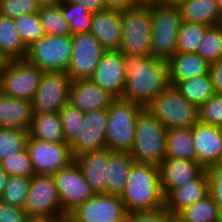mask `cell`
Returning <instances> with one entry per match:
<instances>
[{"instance_id": "7a4b0ae2", "label": "cell", "mask_w": 222, "mask_h": 222, "mask_svg": "<svg viewBox=\"0 0 222 222\" xmlns=\"http://www.w3.org/2000/svg\"><path fill=\"white\" fill-rule=\"evenodd\" d=\"M120 198L128 213L157 210L165 206L159 167L134 162Z\"/></svg>"}, {"instance_id": "7dc6e473", "label": "cell", "mask_w": 222, "mask_h": 222, "mask_svg": "<svg viewBox=\"0 0 222 222\" xmlns=\"http://www.w3.org/2000/svg\"><path fill=\"white\" fill-rule=\"evenodd\" d=\"M209 74L214 93L222 94V57L210 64Z\"/></svg>"}, {"instance_id": "ba28073f", "label": "cell", "mask_w": 222, "mask_h": 222, "mask_svg": "<svg viewBox=\"0 0 222 222\" xmlns=\"http://www.w3.org/2000/svg\"><path fill=\"white\" fill-rule=\"evenodd\" d=\"M122 35L119 51L152 56L151 15L148 4L121 11Z\"/></svg>"}, {"instance_id": "1f68e13d", "label": "cell", "mask_w": 222, "mask_h": 222, "mask_svg": "<svg viewBox=\"0 0 222 222\" xmlns=\"http://www.w3.org/2000/svg\"><path fill=\"white\" fill-rule=\"evenodd\" d=\"M38 15L45 34L55 36L72 35L69 23L62 13V2L56 5L40 6Z\"/></svg>"}, {"instance_id": "6da1fadb", "label": "cell", "mask_w": 222, "mask_h": 222, "mask_svg": "<svg viewBox=\"0 0 222 222\" xmlns=\"http://www.w3.org/2000/svg\"><path fill=\"white\" fill-rule=\"evenodd\" d=\"M126 84L122 99L146 108L169 85L167 61L123 53Z\"/></svg>"}, {"instance_id": "f35d334b", "label": "cell", "mask_w": 222, "mask_h": 222, "mask_svg": "<svg viewBox=\"0 0 222 222\" xmlns=\"http://www.w3.org/2000/svg\"><path fill=\"white\" fill-rule=\"evenodd\" d=\"M13 20L27 48L45 35L38 12L21 15Z\"/></svg>"}, {"instance_id": "5b68a950", "label": "cell", "mask_w": 222, "mask_h": 222, "mask_svg": "<svg viewBox=\"0 0 222 222\" xmlns=\"http://www.w3.org/2000/svg\"><path fill=\"white\" fill-rule=\"evenodd\" d=\"M144 107L140 104L115 98L107 109V148L113 152L132 151L137 117Z\"/></svg>"}, {"instance_id": "3957f363", "label": "cell", "mask_w": 222, "mask_h": 222, "mask_svg": "<svg viewBox=\"0 0 222 222\" xmlns=\"http://www.w3.org/2000/svg\"><path fill=\"white\" fill-rule=\"evenodd\" d=\"M166 127L146 108L139 113L135 125L131 156L138 163L159 166L166 158Z\"/></svg>"}, {"instance_id": "2e32d148", "label": "cell", "mask_w": 222, "mask_h": 222, "mask_svg": "<svg viewBox=\"0 0 222 222\" xmlns=\"http://www.w3.org/2000/svg\"><path fill=\"white\" fill-rule=\"evenodd\" d=\"M107 123V109L84 113V119H81V131L76 140L70 145L73 157L107 148Z\"/></svg>"}, {"instance_id": "7bdbcfd3", "label": "cell", "mask_w": 222, "mask_h": 222, "mask_svg": "<svg viewBox=\"0 0 222 222\" xmlns=\"http://www.w3.org/2000/svg\"><path fill=\"white\" fill-rule=\"evenodd\" d=\"M39 7L37 0H0V15L14 19L21 15L36 13Z\"/></svg>"}, {"instance_id": "836d02e7", "label": "cell", "mask_w": 222, "mask_h": 222, "mask_svg": "<svg viewBox=\"0 0 222 222\" xmlns=\"http://www.w3.org/2000/svg\"><path fill=\"white\" fill-rule=\"evenodd\" d=\"M208 27L204 24L182 20L177 37V52L196 53Z\"/></svg>"}, {"instance_id": "4316f807", "label": "cell", "mask_w": 222, "mask_h": 222, "mask_svg": "<svg viewBox=\"0 0 222 222\" xmlns=\"http://www.w3.org/2000/svg\"><path fill=\"white\" fill-rule=\"evenodd\" d=\"M28 135L47 142L66 143L59 112L34 113Z\"/></svg>"}, {"instance_id": "7402d4cb", "label": "cell", "mask_w": 222, "mask_h": 222, "mask_svg": "<svg viewBox=\"0 0 222 222\" xmlns=\"http://www.w3.org/2000/svg\"><path fill=\"white\" fill-rule=\"evenodd\" d=\"M112 152L105 148L74 157L94 195L107 194L106 165Z\"/></svg>"}, {"instance_id": "d590c367", "label": "cell", "mask_w": 222, "mask_h": 222, "mask_svg": "<svg viewBox=\"0 0 222 222\" xmlns=\"http://www.w3.org/2000/svg\"><path fill=\"white\" fill-rule=\"evenodd\" d=\"M196 53L209 64L222 57V30L218 25L206 29Z\"/></svg>"}, {"instance_id": "f6af8a7d", "label": "cell", "mask_w": 222, "mask_h": 222, "mask_svg": "<svg viewBox=\"0 0 222 222\" xmlns=\"http://www.w3.org/2000/svg\"><path fill=\"white\" fill-rule=\"evenodd\" d=\"M169 214L164 206L157 210L129 213L127 222H167Z\"/></svg>"}, {"instance_id": "f1b7e54d", "label": "cell", "mask_w": 222, "mask_h": 222, "mask_svg": "<svg viewBox=\"0 0 222 222\" xmlns=\"http://www.w3.org/2000/svg\"><path fill=\"white\" fill-rule=\"evenodd\" d=\"M28 48L12 18L0 15V52L7 60L25 59Z\"/></svg>"}, {"instance_id": "9a60e30c", "label": "cell", "mask_w": 222, "mask_h": 222, "mask_svg": "<svg viewBox=\"0 0 222 222\" xmlns=\"http://www.w3.org/2000/svg\"><path fill=\"white\" fill-rule=\"evenodd\" d=\"M26 149L35 174L53 175L74 161L67 143H53L29 137Z\"/></svg>"}, {"instance_id": "9f6ffc18", "label": "cell", "mask_w": 222, "mask_h": 222, "mask_svg": "<svg viewBox=\"0 0 222 222\" xmlns=\"http://www.w3.org/2000/svg\"><path fill=\"white\" fill-rule=\"evenodd\" d=\"M7 59L3 56V54L0 52V70L5 66L7 63Z\"/></svg>"}, {"instance_id": "e0dca14e", "label": "cell", "mask_w": 222, "mask_h": 222, "mask_svg": "<svg viewBox=\"0 0 222 222\" xmlns=\"http://www.w3.org/2000/svg\"><path fill=\"white\" fill-rule=\"evenodd\" d=\"M89 79L114 98H122L126 84L123 53L105 51Z\"/></svg>"}, {"instance_id": "277c9868", "label": "cell", "mask_w": 222, "mask_h": 222, "mask_svg": "<svg viewBox=\"0 0 222 222\" xmlns=\"http://www.w3.org/2000/svg\"><path fill=\"white\" fill-rule=\"evenodd\" d=\"M152 57L168 61L177 53V37L182 16L179 7L149 3Z\"/></svg>"}, {"instance_id": "6f0895ef", "label": "cell", "mask_w": 222, "mask_h": 222, "mask_svg": "<svg viewBox=\"0 0 222 222\" xmlns=\"http://www.w3.org/2000/svg\"><path fill=\"white\" fill-rule=\"evenodd\" d=\"M142 4H148V3H154L157 2V0H139Z\"/></svg>"}, {"instance_id": "ac0fdd59", "label": "cell", "mask_w": 222, "mask_h": 222, "mask_svg": "<svg viewBox=\"0 0 222 222\" xmlns=\"http://www.w3.org/2000/svg\"><path fill=\"white\" fill-rule=\"evenodd\" d=\"M196 161L205 169L222 163V127L197 122L192 126Z\"/></svg>"}, {"instance_id": "ab89813d", "label": "cell", "mask_w": 222, "mask_h": 222, "mask_svg": "<svg viewBox=\"0 0 222 222\" xmlns=\"http://www.w3.org/2000/svg\"><path fill=\"white\" fill-rule=\"evenodd\" d=\"M59 113L64 139L67 144L71 145L81 131V119H84V112L67 103Z\"/></svg>"}, {"instance_id": "d6986e66", "label": "cell", "mask_w": 222, "mask_h": 222, "mask_svg": "<svg viewBox=\"0 0 222 222\" xmlns=\"http://www.w3.org/2000/svg\"><path fill=\"white\" fill-rule=\"evenodd\" d=\"M158 167L164 197L183 183L198 178L206 170L196 160L170 157H166Z\"/></svg>"}, {"instance_id": "db71d44e", "label": "cell", "mask_w": 222, "mask_h": 222, "mask_svg": "<svg viewBox=\"0 0 222 222\" xmlns=\"http://www.w3.org/2000/svg\"><path fill=\"white\" fill-rule=\"evenodd\" d=\"M167 222H185L178 214H169Z\"/></svg>"}, {"instance_id": "f5cc1de1", "label": "cell", "mask_w": 222, "mask_h": 222, "mask_svg": "<svg viewBox=\"0 0 222 222\" xmlns=\"http://www.w3.org/2000/svg\"><path fill=\"white\" fill-rule=\"evenodd\" d=\"M63 0H37V3L42 6V5H56L61 3Z\"/></svg>"}, {"instance_id": "c3c4849f", "label": "cell", "mask_w": 222, "mask_h": 222, "mask_svg": "<svg viewBox=\"0 0 222 222\" xmlns=\"http://www.w3.org/2000/svg\"><path fill=\"white\" fill-rule=\"evenodd\" d=\"M107 9L124 11L138 7L142 3L139 0H103Z\"/></svg>"}, {"instance_id": "d4e9b609", "label": "cell", "mask_w": 222, "mask_h": 222, "mask_svg": "<svg viewBox=\"0 0 222 222\" xmlns=\"http://www.w3.org/2000/svg\"><path fill=\"white\" fill-rule=\"evenodd\" d=\"M170 85L175 86L180 80L209 74L210 64L197 53L177 52L168 61Z\"/></svg>"}, {"instance_id": "44dd1931", "label": "cell", "mask_w": 222, "mask_h": 222, "mask_svg": "<svg viewBox=\"0 0 222 222\" xmlns=\"http://www.w3.org/2000/svg\"><path fill=\"white\" fill-rule=\"evenodd\" d=\"M121 11L106 9L93 13L89 32L106 50H119L122 35Z\"/></svg>"}, {"instance_id": "816d5d0a", "label": "cell", "mask_w": 222, "mask_h": 222, "mask_svg": "<svg viewBox=\"0 0 222 222\" xmlns=\"http://www.w3.org/2000/svg\"><path fill=\"white\" fill-rule=\"evenodd\" d=\"M186 1L188 0H159V2L163 5L174 6V7H180Z\"/></svg>"}, {"instance_id": "f907efd6", "label": "cell", "mask_w": 222, "mask_h": 222, "mask_svg": "<svg viewBox=\"0 0 222 222\" xmlns=\"http://www.w3.org/2000/svg\"><path fill=\"white\" fill-rule=\"evenodd\" d=\"M9 175L0 164V198L4 192L5 185L8 181Z\"/></svg>"}, {"instance_id": "4fadbf2b", "label": "cell", "mask_w": 222, "mask_h": 222, "mask_svg": "<svg viewBox=\"0 0 222 222\" xmlns=\"http://www.w3.org/2000/svg\"><path fill=\"white\" fill-rule=\"evenodd\" d=\"M71 79L66 72H43L32 99L34 113H55L68 103Z\"/></svg>"}, {"instance_id": "8992f818", "label": "cell", "mask_w": 222, "mask_h": 222, "mask_svg": "<svg viewBox=\"0 0 222 222\" xmlns=\"http://www.w3.org/2000/svg\"><path fill=\"white\" fill-rule=\"evenodd\" d=\"M166 129L192 127L199 121L198 108L173 85H169L147 107Z\"/></svg>"}, {"instance_id": "e575fe53", "label": "cell", "mask_w": 222, "mask_h": 222, "mask_svg": "<svg viewBox=\"0 0 222 222\" xmlns=\"http://www.w3.org/2000/svg\"><path fill=\"white\" fill-rule=\"evenodd\" d=\"M62 13L69 23L72 35L89 32L93 13L88 11L84 6L63 0Z\"/></svg>"}, {"instance_id": "ffe728a7", "label": "cell", "mask_w": 222, "mask_h": 222, "mask_svg": "<svg viewBox=\"0 0 222 222\" xmlns=\"http://www.w3.org/2000/svg\"><path fill=\"white\" fill-rule=\"evenodd\" d=\"M114 99L90 79L71 81L68 103L84 113L108 109Z\"/></svg>"}, {"instance_id": "91938a15", "label": "cell", "mask_w": 222, "mask_h": 222, "mask_svg": "<svg viewBox=\"0 0 222 222\" xmlns=\"http://www.w3.org/2000/svg\"><path fill=\"white\" fill-rule=\"evenodd\" d=\"M218 26H219V27L221 28V30H222V15H221V17H220V20H219Z\"/></svg>"}, {"instance_id": "11a10c76", "label": "cell", "mask_w": 222, "mask_h": 222, "mask_svg": "<svg viewBox=\"0 0 222 222\" xmlns=\"http://www.w3.org/2000/svg\"><path fill=\"white\" fill-rule=\"evenodd\" d=\"M25 222H55V221L44 218H28Z\"/></svg>"}, {"instance_id": "d6a6232c", "label": "cell", "mask_w": 222, "mask_h": 222, "mask_svg": "<svg viewBox=\"0 0 222 222\" xmlns=\"http://www.w3.org/2000/svg\"><path fill=\"white\" fill-rule=\"evenodd\" d=\"M185 222H222V216L209 194L178 214Z\"/></svg>"}, {"instance_id": "74e56055", "label": "cell", "mask_w": 222, "mask_h": 222, "mask_svg": "<svg viewBox=\"0 0 222 222\" xmlns=\"http://www.w3.org/2000/svg\"><path fill=\"white\" fill-rule=\"evenodd\" d=\"M30 181L31 177L17 175L9 176L0 199L9 205L23 210Z\"/></svg>"}, {"instance_id": "f546056e", "label": "cell", "mask_w": 222, "mask_h": 222, "mask_svg": "<svg viewBox=\"0 0 222 222\" xmlns=\"http://www.w3.org/2000/svg\"><path fill=\"white\" fill-rule=\"evenodd\" d=\"M166 157L196 160L192 127H180L167 130Z\"/></svg>"}, {"instance_id": "680465c9", "label": "cell", "mask_w": 222, "mask_h": 222, "mask_svg": "<svg viewBox=\"0 0 222 222\" xmlns=\"http://www.w3.org/2000/svg\"><path fill=\"white\" fill-rule=\"evenodd\" d=\"M215 2L217 3L219 9L222 11V0H215Z\"/></svg>"}, {"instance_id": "83f0119b", "label": "cell", "mask_w": 222, "mask_h": 222, "mask_svg": "<svg viewBox=\"0 0 222 222\" xmlns=\"http://www.w3.org/2000/svg\"><path fill=\"white\" fill-rule=\"evenodd\" d=\"M179 8L182 20L209 27L218 25L222 15L215 0H188Z\"/></svg>"}, {"instance_id": "52a82bcc", "label": "cell", "mask_w": 222, "mask_h": 222, "mask_svg": "<svg viewBox=\"0 0 222 222\" xmlns=\"http://www.w3.org/2000/svg\"><path fill=\"white\" fill-rule=\"evenodd\" d=\"M23 210L28 218L66 221L52 175L34 174L31 177Z\"/></svg>"}, {"instance_id": "8fae6325", "label": "cell", "mask_w": 222, "mask_h": 222, "mask_svg": "<svg viewBox=\"0 0 222 222\" xmlns=\"http://www.w3.org/2000/svg\"><path fill=\"white\" fill-rule=\"evenodd\" d=\"M128 214L120 196L96 194L72 210L66 222H127Z\"/></svg>"}, {"instance_id": "484cf974", "label": "cell", "mask_w": 222, "mask_h": 222, "mask_svg": "<svg viewBox=\"0 0 222 222\" xmlns=\"http://www.w3.org/2000/svg\"><path fill=\"white\" fill-rule=\"evenodd\" d=\"M134 162L127 152H112L109 155L106 165L107 194L121 196Z\"/></svg>"}, {"instance_id": "603a6c76", "label": "cell", "mask_w": 222, "mask_h": 222, "mask_svg": "<svg viewBox=\"0 0 222 222\" xmlns=\"http://www.w3.org/2000/svg\"><path fill=\"white\" fill-rule=\"evenodd\" d=\"M209 194V180L207 170H205L198 178L173 189L165 197V207L170 214H179Z\"/></svg>"}, {"instance_id": "60d3db41", "label": "cell", "mask_w": 222, "mask_h": 222, "mask_svg": "<svg viewBox=\"0 0 222 222\" xmlns=\"http://www.w3.org/2000/svg\"><path fill=\"white\" fill-rule=\"evenodd\" d=\"M0 164L9 176L32 177L35 174L27 149L1 160Z\"/></svg>"}, {"instance_id": "7c38bea8", "label": "cell", "mask_w": 222, "mask_h": 222, "mask_svg": "<svg viewBox=\"0 0 222 222\" xmlns=\"http://www.w3.org/2000/svg\"><path fill=\"white\" fill-rule=\"evenodd\" d=\"M61 202L62 211L67 216L78 205L94 196L77 162L52 175Z\"/></svg>"}, {"instance_id": "ee69618b", "label": "cell", "mask_w": 222, "mask_h": 222, "mask_svg": "<svg viewBox=\"0 0 222 222\" xmlns=\"http://www.w3.org/2000/svg\"><path fill=\"white\" fill-rule=\"evenodd\" d=\"M207 170L209 193L213 197L222 216V163L216 164Z\"/></svg>"}, {"instance_id": "cb8c5ba5", "label": "cell", "mask_w": 222, "mask_h": 222, "mask_svg": "<svg viewBox=\"0 0 222 222\" xmlns=\"http://www.w3.org/2000/svg\"><path fill=\"white\" fill-rule=\"evenodd\" d=\"M34 111L32 102L0 91V128L29 131Z\"/></svg>"}, {"instance_id": "30bf717a", "label": "cell", "mask_w": 222, "mask_h": 222, "mask_svg": "<svg viewBox=\"0 0 222 222\" xmlns=\"http://www.w3.org/2000/svg\"><path fill=\"white\" fill-rule=\"evenodd\" d=\"M43 71L26 59L8 60L0 70V91L14 98L32 101Z\"/></svg>"}, {"instance_id": "8d00e7d4", "label": "cell", "mask_w": 222, "mask_h": 222, "mask_svg": "<svg viewBox=\"0 0 222 222\" xmlns=\"http://www.w3.org/2000/svg\"><path fill=\"white\" fill-rule=\"evenodd\" d=\"M28 131L0 128V161L27 148Z\"/></svg>"}, {"instance_id": "681fc988", "label": "cell", "mask_w": 222, "mask_h": 222, "mask_svg": "<svg viewBox=\"0 0 222 222\" xmlns=\"http://www.w3.org/2000/svg\"><path fill=\"white\" fill-rule=\"evenodd\" d=\"M67 2L76 3L84 6L92 13L105 11L107 8L103 0H66Z\"/></svg>"}, {"instance_id": "5bb4252c", "label": "cell", "mask_w": 222, "mask_h": 222, "mask_svg": "<svg viewBox=\"0 0 222 222\" xmlns=\"http://www.w3.org/2000/svg\"><path fill=\"white\" fill-rule=\"evenodd\" d=\"M106 50L90 33L72 35V55L66 74L71 80L89 79Z\"/></svg>"}, {"instance_id": "bcb514c9", "label": "cell", "mask_w": 222, "mask_h": 222, "mask_svg": "<svg viewBox=\"0 0 222 222\" xmlns=\"http://www.w3.org/2000/svg\"><path fill=\"white\" fill-rule=\"evenodd\" d=\"M27 219L28 216L24 210L0 199V222H25Z\"/></svg>"}, {"instance_id": "b9f144b4", "label": "cell", "mask_w": 222, "mask_h": 222, "mask_svg": "<svg viewBox=\"0 0 222 222\" xmlns=\"http://www.w3.org/2000/svg\"><path fill=\"white\" fill-rule=\"evenodd\" d=\"M199 122L222 127V94L214 93L199 108Z\"/></svg>"}, {"instance_id": "9c48e42d", "label": "cell", "mask_w": 222, "mask_h": 222, "mask_svg": "<svg viewBox=\"0 0 222 222\" xmlns=\"http://www.w3.org/2000/svg\"><path fill=\"white\" fill-rule=\"evenodd\" d=\"M72 55V35L45 34L28 47L26 60L43 72H66Z\"/></svg>"}, {"instance_id": "4dcf8cb0", "label": "cell", "mask_w": 222, "mask_h": 222, "mask_svg": "<svg viewBox=\"0 0 222 222\" xmlns=\"http://www.w3.org/2000/svg\"><path fill=\"white\" fill-rule=\"evenodd\" d=\"M175 87L197 108L214 94L210 74L180 80Z\"/></svg>"}]
</instances>
